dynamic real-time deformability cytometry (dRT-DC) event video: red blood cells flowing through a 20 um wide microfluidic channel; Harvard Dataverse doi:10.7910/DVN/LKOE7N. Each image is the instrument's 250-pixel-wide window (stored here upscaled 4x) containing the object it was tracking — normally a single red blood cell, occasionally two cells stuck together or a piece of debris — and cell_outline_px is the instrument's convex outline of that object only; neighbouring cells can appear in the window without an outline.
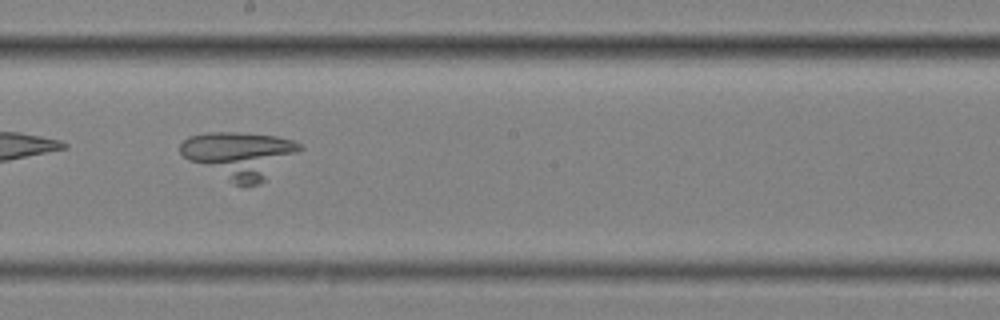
{"species": "common noctule bat (a hibernating species)", "species_latin": "Nyctalus noctula", "temperature_condition": "cold", "stored_images_in_passage": 12, "camera_frame_rate_fps": 3000, "um_per_image_px": 0.085, "animal": {"sex": "female", "body_mass_g": 25.1}, "frame": {"image": 1, "passage_image": 10, "time_ms": 3.0, "image_size_px": [1000, 320], "cell_outline_px": [[304, 148], [260, 184], [244, 188], [188, 160], [180, 152], [180, 144], [188, 136], [208, 132], [236, 132], [276, 136], [292, 140], [304, 144]], "centroid_in_image_um": [20.4, 13.17], "position_along_channel_um": 227.8, "area_um2": 32.54}}